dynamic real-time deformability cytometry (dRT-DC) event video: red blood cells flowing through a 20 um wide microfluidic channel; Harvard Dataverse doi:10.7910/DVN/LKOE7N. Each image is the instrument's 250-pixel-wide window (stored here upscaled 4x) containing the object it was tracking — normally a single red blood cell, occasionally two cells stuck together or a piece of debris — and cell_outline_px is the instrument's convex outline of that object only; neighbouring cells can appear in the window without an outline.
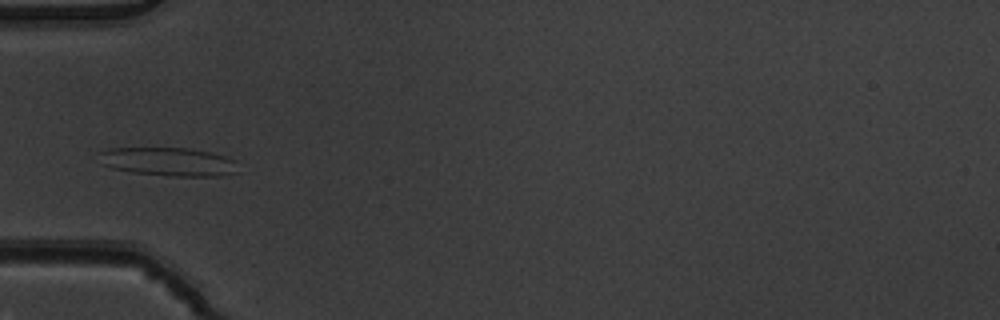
{"species": "common noctule bat (a hibernating species)", "species_latin": "Nyctalus noctula", "temperature_condition": "warm", "stored_images_in_passage": 2, "camera_frame_rate_fps": 3000, "um_per_image_px": 0.085, "animal": {"sex": "male", "body_mass_g": 19.5, "forearm_length_mm": 54.6}, "frame": {"image": 1, "passage_image": 2, "time_ms": 0.333, "image_size_px": [1000, 320], "cell_outline_px": [[240, 172], [220, 176], [168, 176], [132, 172], [112, 168], [100, 164], [100, 152], [108, 148], [188, 148], [212, 152], [236, 160]], "centroid_in_image_um": [14.36, 13.75], "position_along_channel_um": 70.6, "area_um2": 23.41}}